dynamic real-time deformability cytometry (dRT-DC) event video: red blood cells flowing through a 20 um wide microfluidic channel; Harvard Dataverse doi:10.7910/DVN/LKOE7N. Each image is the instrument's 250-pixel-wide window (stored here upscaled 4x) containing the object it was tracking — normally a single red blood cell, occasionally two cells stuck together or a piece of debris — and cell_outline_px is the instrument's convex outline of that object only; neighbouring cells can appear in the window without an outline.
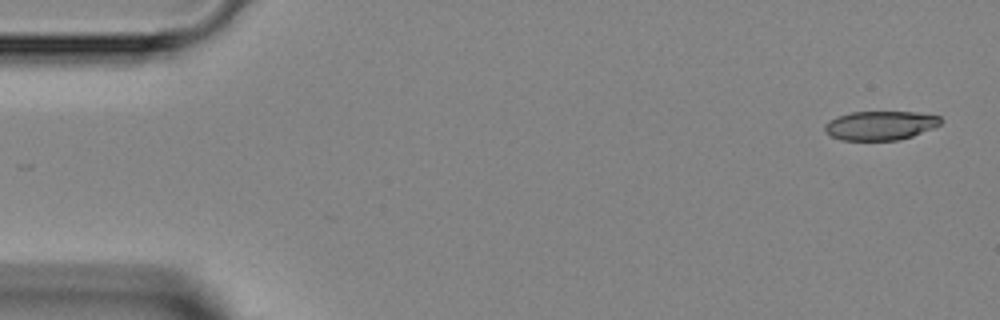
{"species": "Egyptian fruit bat (a non-hibernating species)", "species_latin": "Rousettus aegyptiacus", "temperature_condition": "room temperature", "stored_images_in_passage": 4, "camera_frame_rate_fps": 3000, "um_per_image_px": 0.085, "animal": {"sex": "female"}, "frame": {"image": 1, "passage_image": 1, "time_ms": 0.0, "image_size_px": [1000, 320], "cell_outline_px": [[944, 120], [936, 128], [900, 140], [840, 140], [824, 132], [824, 124], [828, 120], [836, 116], [852, 112], [916, 112], [940, 116]], "centroid_in_image_um": [74.84, 10.66], "position_along_channel_um": 10.2, "area_um2": 19.94}}
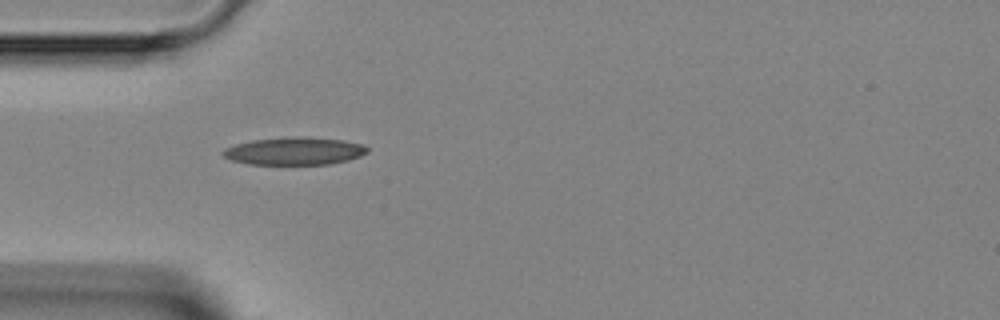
{"frame": {"image": 2, "passage_image": 4, "time_ms": 4.0, "image_size_px": [1000, 320], "cell_outline_px": [[368, 152], [360, 156], [348, 160], [332, 164], [248, 164], [232, 160], [224, 156], [220, 152], [224, 148], [236, 144], [252, 140], [288, 136], [308, 136], [344, 140], [364, 144], [368, 148]], "centroid_in_image_um": [25.05, 12.82], "position_along_channel_um": 60.0, "area_um2": 23.58}}